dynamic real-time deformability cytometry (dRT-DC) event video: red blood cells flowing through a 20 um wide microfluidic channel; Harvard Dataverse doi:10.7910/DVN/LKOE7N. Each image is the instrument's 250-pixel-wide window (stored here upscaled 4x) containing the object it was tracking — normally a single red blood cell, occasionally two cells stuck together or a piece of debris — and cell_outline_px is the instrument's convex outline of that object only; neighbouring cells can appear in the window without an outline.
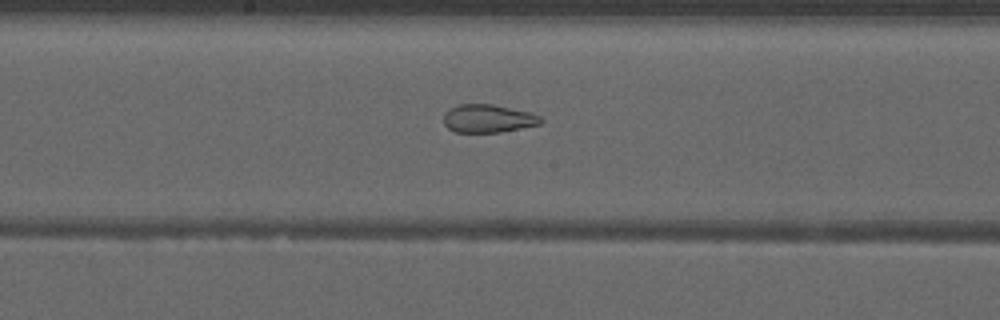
{"species": "common noctule bat (a hibernating species)", "species_latin": "Nyctalus noctula", "temperature_condition": "warm", "stored_images_in_passage": 54, "camera_frame_rate_fps": 3000, "um_per_image_px": 0.085, "animal": {"sex": "male", "forearm_length_mm": 52.5}, "frame": {"image": 1, "passage_image": 29, "time_ms": 9.333, "image_size_px": [1000, 320], "cell_outline_px": [[544, 120], [540, 124], [500, 132], [456, 132], [448, 128], [444, 124], [444, 112], [448, 108], [460, 104], [492, 104], [528, 112], [540, 116]], "centroid_in_image_um": [41.45, 10.07], "position_along_channel_um": 206.7, "area_um2": 15.84}}
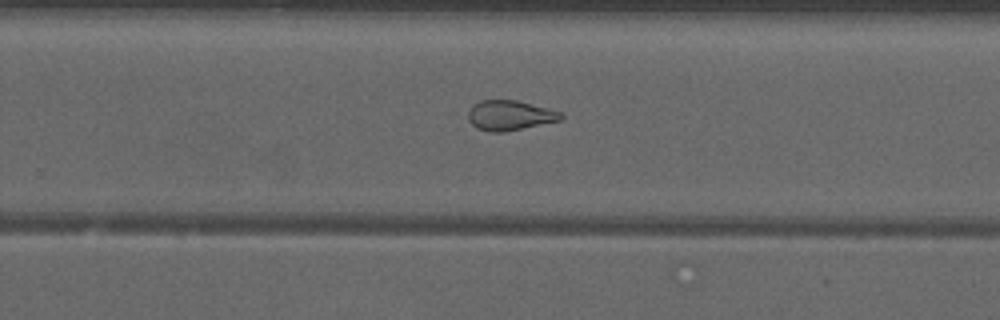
{"frame": {"image": 2, "passage_image": 35, "time_ms": 11.333, "image_size_px": [1000, 320], "cell_outline_px": [[564, 116], [560, 120], [504, 132], [488, 132], [476, 128], [468, 120], [468, 112], [472, 104], [480, 100], [516, 100], [560, 112]], "centroid_in_image_um": [43.27, 9.81], "position_along_channel_um": 286.5, "area_um2": 16.07}}
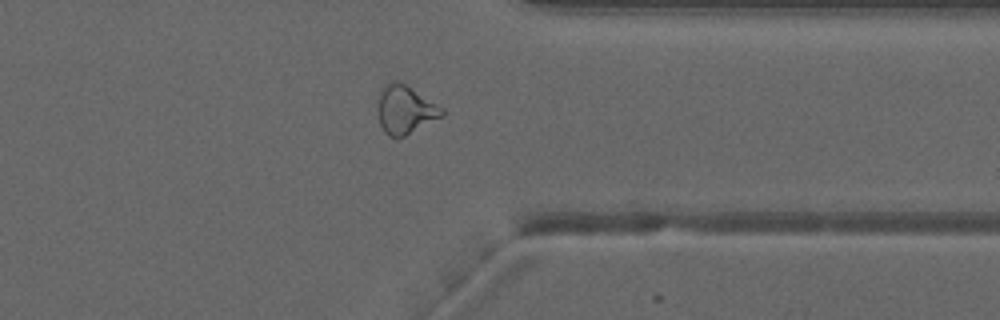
{"frame": {"image": 3, "passage_image": 42, "time_ms": 13.667, "image_size_px": [1000, 320], "cell_outline_px": [[444, 116], [404, 136], [388, 136], [384, 132], [380, 124], [380, 88], [392, 80], [400, 80], [444, 108]], "centroid_in_image_um": [34.48, 9.29], "position_along_channel_um": 376.9, "area_um2": 17.92}, "authors_computed_cell_mechanics": {"area_um2": 20.519, "velocity_mm_per_s": 3.9979, "shape_relaxation_time_tau1_ms": null, "shape_relaxation_time_tau2_ms": 2.0915, "deformation_change_tau1": null, "deformation_change_tau2": 0.1011}}